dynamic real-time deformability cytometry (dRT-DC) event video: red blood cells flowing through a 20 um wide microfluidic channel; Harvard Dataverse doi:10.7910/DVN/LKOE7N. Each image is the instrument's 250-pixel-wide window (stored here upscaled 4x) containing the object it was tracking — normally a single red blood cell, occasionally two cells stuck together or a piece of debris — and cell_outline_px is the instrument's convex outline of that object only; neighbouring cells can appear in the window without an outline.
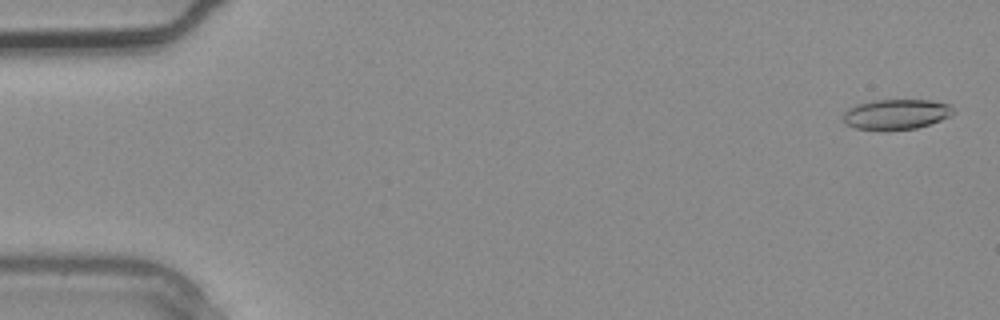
{"species": "common noctule bat (a hibernating species)", "species_latin": "Nyctalus noctula", "temperature_condition": "warm", "stored_images_in_passage": 4, "camera_frame_rate_fps": 3000, "um_per_image_px": 0.085, "animal": {"sex": "male", "body_mass_g": 20.4}, "frame": {"image": 1, "passage_image": 1, "time_ms": 0.0, "image_size_px": [1000, 320], "cell_outline_px": [[956, 112], [940, 120], [916, 128], [856, 128], [844, 124], [844, 112], [848, 108], [856, 104], [876, 100], [928, 100], [948, 104]], "centroid_in_image_um": [76.16, 9.68], "position_along_channel_um": 8.8, "area_um2": 18.73}}
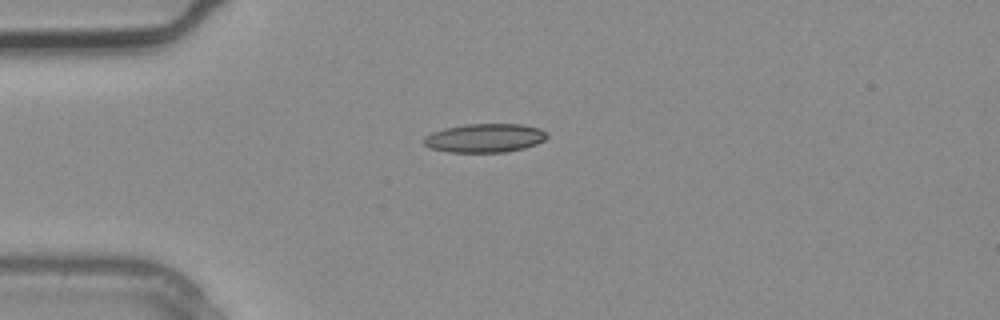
{"frame": {"image": 2, "passage_image": 3, "time_ms": 0.667, "image_size_px": [1000, 320], "cell_outline_px": [[548, 136], [544, 140], [536, 144], [524, 148], [504, 152], [448, 152], [432, 148], [424, 144], [424, 136], [432, 132], [444, 128], [464, 124], [520, 124], [540, 128]], "centroid_in_image_um": [41.19, 11.72], "position_along_channel_um": 43.8, "area_um2": 20.58}}